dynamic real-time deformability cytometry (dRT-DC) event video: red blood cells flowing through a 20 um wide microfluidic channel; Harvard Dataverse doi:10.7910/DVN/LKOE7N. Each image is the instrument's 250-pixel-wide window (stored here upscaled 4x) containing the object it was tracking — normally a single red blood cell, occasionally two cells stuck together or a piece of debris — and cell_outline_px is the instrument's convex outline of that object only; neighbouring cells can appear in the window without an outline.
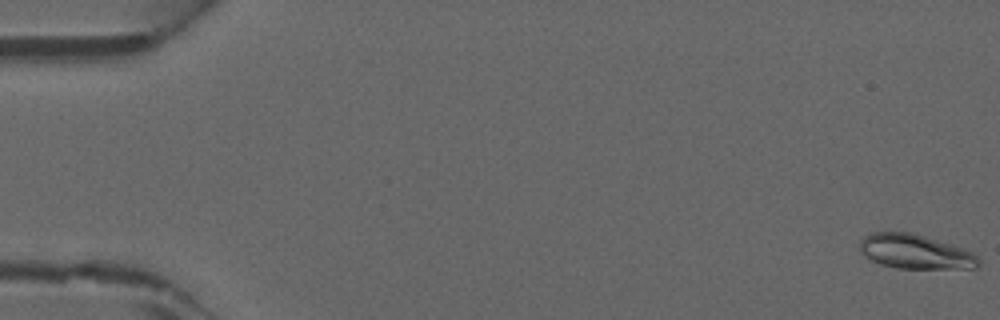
{"species": "common noctule bat (a hibernating species)", "species_latin": "Nyctalus noctula", "temperature_condition": "warm", "stored_images_in_passage": 46, "camera_frame_rate_fps": 3000, "um_per_image_px": 0.085, "animal": {"sex": "male", "forearm_length_mm": 52.5}, "frame": {"image": 1, "passage_image": 1, "time_ms": 0.0, "image_size_px": [1000, 320], "cell_outline_px": [[980, 264], [976, 268], [896, 268], [880, 264], [864, 256], [860, 252], [860, 240], [868, 232], [908, 232], [924, 236], [952, 244], [964, 248], [972, 252], [980, 260]], "centroid_in_image_um": [77.77, 21.39], "position_along_channel_um": 7.2, "area_um2": 23.87}}
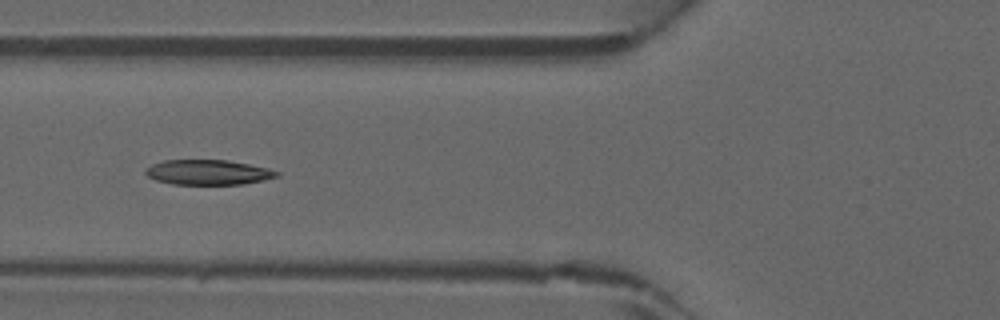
{"frame": {"image": 2, "passage_image": 18, "time_ms": 5.667, "image_size_px": [1000, 320], "cell_outline_px": [[280, 176], [264, 180], [244, 184], [172, 184], [156, 180], [148, 176], [144, 172], [144, 168], [152, 164], [164, 160], [228, 160], [268, 168], [280, 172]], "centroid_in_image_um": [17.69, 14.64], "position_along_channel_um": 108.1, "area_um2": 19.19}}
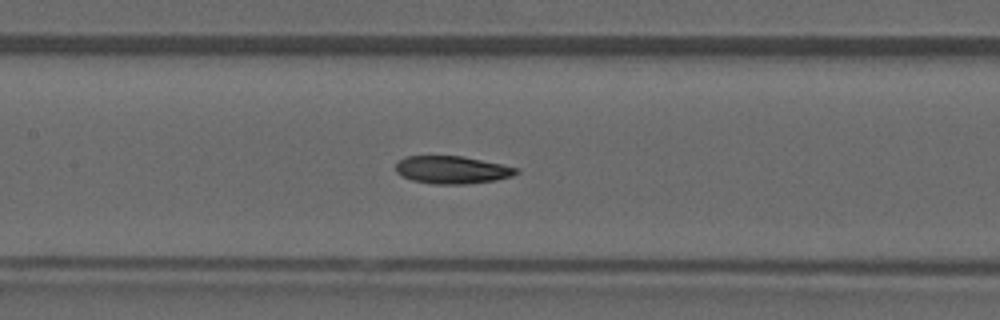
{"frame": {"image": 3, "passage_image": 22, "time_ms": 7.0, "image_size_px": [1000, 320], "cell_outline_px": [[520, 172], [512, 176], [496, 180], [464, 184], [432, 184], [412, 180], [400, 176], [396, 172], [396, 164], [404, 156], [464, 156], [520, 168]], "centroid_in_image_um": [38.43, 14.43], "position_along_channel_um": 169.0, "area_um2": 19.59}}